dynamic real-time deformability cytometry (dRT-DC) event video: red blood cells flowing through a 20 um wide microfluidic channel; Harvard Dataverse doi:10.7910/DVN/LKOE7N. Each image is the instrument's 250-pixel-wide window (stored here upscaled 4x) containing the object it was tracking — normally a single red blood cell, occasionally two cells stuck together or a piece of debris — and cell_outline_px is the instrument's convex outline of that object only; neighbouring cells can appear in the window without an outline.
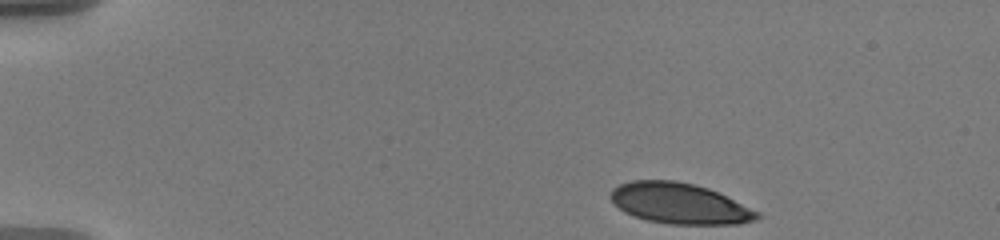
{"species": "human", "species_latin": "Homo sapiens", "temperature_condition": "warm", "stored_images_in_passage": 40, "camera_frame_rate_fps": 3000, "um_per_image_px": 0.085, "donor": {"sex": "male"}, "frame": {"image": 1, "passage_image": 1, "time_ms": 0.0, "image_size_px": [1000, 240], "cell_outline_px": [[764, 216], [756, 220], [740, 224], [668, 224], [648, 220], [632, 216], [624, 212], [608, 196], [612, 188], [620, 184], [632, 180], [676, 180], [708, 188], [760, 212]], "centroid_in_image_um": [57.76, 17.3], "position_along_channel_um": 27.2, "area_um2": 34.85}}
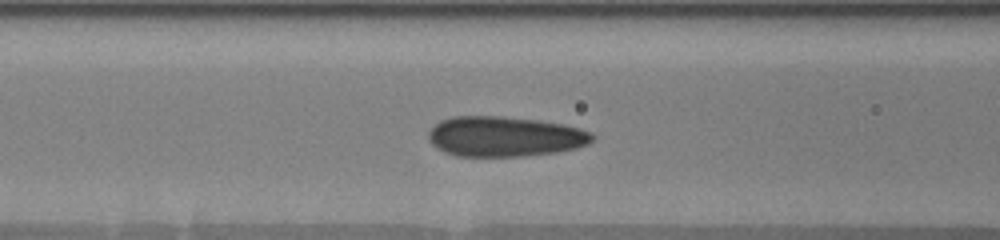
{"frame": {"image": 2, "passage_image": 15, "time_ms": 5.333, "image_size_px": [1000, 240], "cell_outline_px": [[596, 136], [588, 144], [576, 148], [556, 152], [524, 156], [456, 156], [444, 152], [436, 148], [428, 140], [428, 132], [440, 120], [452, 116], [500, 116], [536, 120], [564, 124], [580, 128], [592, 132]], "centroid_in_image_um": [42.9, 11.6], "position_along_channel_um": 123.7, "area_um2": 38.55}}
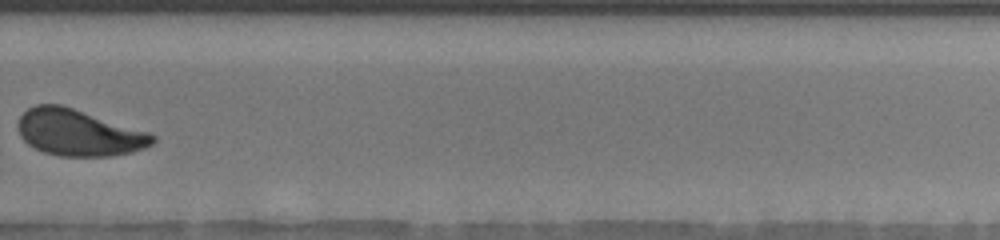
{"frame": {"image": 3, "passage_image": 26, "time_ms": 11.0, "image_size_px": [1000, 240], "cell_outline_px": [[156, 140], [152, 144], [144, 148], [132, 152], [108, 156], [60, 156], [44, 152], [28, 144], [20, 136], [16, 124], [20, 116], [28, 108], [36, 104], [60, 104], [152, 132], [156, 136]], "centroid_in_image_um": [6.71, 11.27], "position_along_channel_um": 323.1, "area_um2": 36.7}, "authors_computed_cell_mechanics": {"area_um2": 36.414, "velocity_mm_per_s": 3.5417, "shape_relaxation_time_tau1_ms": 5.8709, "shape_relaxation_time_tau2_ms": 0.7331, "deformation_change_tau1": 0.1502, "deformation_change_tau2": 0.0551}}